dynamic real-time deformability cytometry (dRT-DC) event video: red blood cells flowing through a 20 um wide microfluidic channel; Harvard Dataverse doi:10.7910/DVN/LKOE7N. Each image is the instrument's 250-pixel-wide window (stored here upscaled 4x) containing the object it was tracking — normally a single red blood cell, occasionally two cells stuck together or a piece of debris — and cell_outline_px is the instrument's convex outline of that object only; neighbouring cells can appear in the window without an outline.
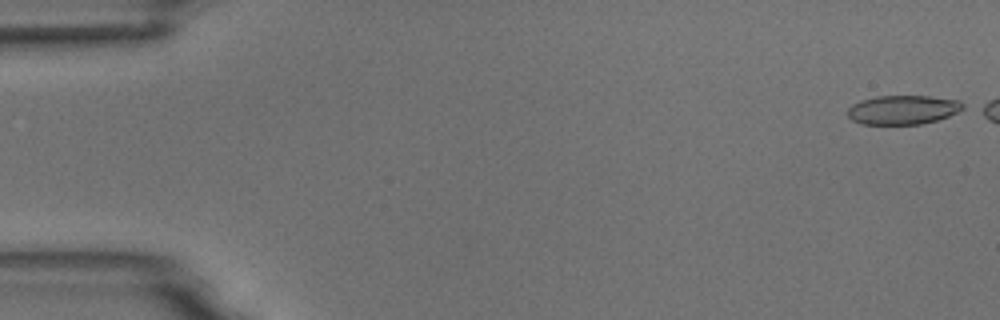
{"species": "common noctule bat (a hibernating species)", "species_latin": "Nyctalus noctula", "temperature_condition": "room temperature", "stored_images_in_passage": 44, "camera_frame_rate_fps": 3000, "um_per_image_px": 0.085, "animal": {"sex": "male", "body_mass_g": 18.8}, "frame": {"image": 1, "passage_image": 1, "time_ms": 0.0, "image_size_px": [1000, 320], "cell_outline_px": [[968, 104], [964, 108], [948, 116], [936, 120], [920, 124], [860, 124], [852, 120], [848, 116], [848, 108], [852, 104], [860, 100], [876, 96], [928, 96], [960, 100]], "centroid_in_image_um": [76.75, 9.32], "position_along_channel_um": 8.2, "area_um2": 19.65}}
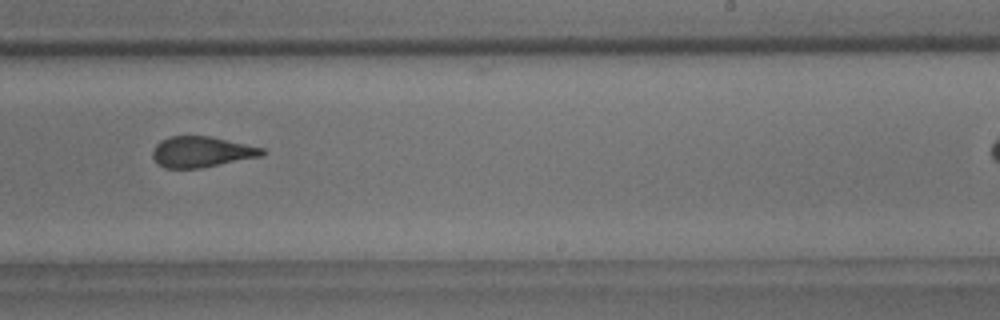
{"frame": {"image": 2, "passage_image": 33, "time_ms": 10.667, "image_size_px": [1000, 320], "cell_outline_px": [[268, 152], [264, 156], [200, 168], [164, 168], [156, 164], [152, 156], [152, 152], [156, 144], [160, 140], [168, 136], [212, 136], [264, 148]], "centroid_in_image_um": [17.15, 12.91], "position_along_channel_um": 271.9, "area_um2": 20.0}}
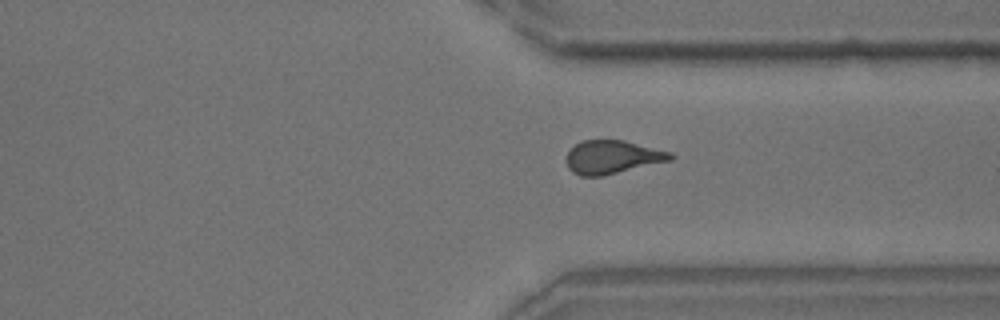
{"frame": {"image": 3, "passage_image": 40, "time_ms": 13.0, "image_size_px": [1000, 320], "cell_outline_px": [[676, 156], [672, 160], [600, 176], [580, 176], [572, 172], [568, 168], [568, 152], [580, 140], [624, 140], [672, 152]], "centroid_in_image_um": [52.08, 13.34], "position_along_channel_um": 359.3, "area_um2": 20.11}}